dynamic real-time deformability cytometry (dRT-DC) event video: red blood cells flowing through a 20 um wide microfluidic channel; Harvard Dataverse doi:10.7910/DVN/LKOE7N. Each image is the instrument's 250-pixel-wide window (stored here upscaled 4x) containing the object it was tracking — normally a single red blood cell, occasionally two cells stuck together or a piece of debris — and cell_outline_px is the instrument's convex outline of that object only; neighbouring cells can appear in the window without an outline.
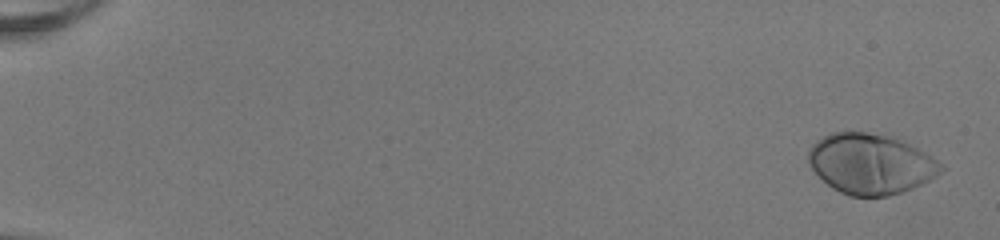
{"species": "human", "species_latin": "Homo sapiens", "temperature_condition": "room temperature", "stored_images_in_passage": 52, "camera_frame_rate_fps": 3000, "um_per_image_px": 0.085, "donor": {"sex": "female"}, "frame": {"image": 1, "passage_image": 2, "time_ms": 0.333, "image_size_px": [1000, 240], "cell_outline_px": [[944, 168], [936, 176], [912, 188], [888, 196], [848, 196], [832, 188], [808, 164], [808, 148], [816, 140], [832, 132], [864, 132], [888, 136], [900, 140], [932, 156]], "centroid_in_image_um": [73.96, 13.93], "position_along_channel_um": 11.0, "area_um2": 46.12}}
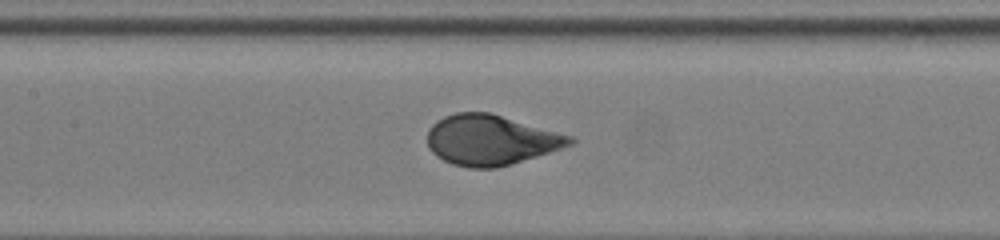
{"frame": {"image": 2, "passage_image": 27, "time_ms": 8.667, "image_size_px": [1000, 240], "cell_outline_px": [[576, 140], [572, 144], [512, 164], [496, 168], [468, 168], [452, 164], [436, 156], [428, 148], [428, 128], [436, 120], [444, 116], [456, 112], [492, 112], [572, 136]], "centroid_in_image_um": [41.68, 11.89], "position_along_channel_um": 165.7, "area_um2": 41.85}}
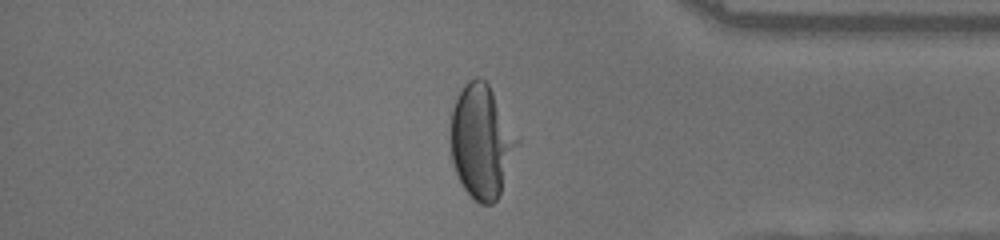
{"frame": {"image": 3, "passage_image": 45, "time_ms": 14.667, "image_size_px": [1000, 240], "cell_outline_px": [[520, 144], [500, 192], [496, 200], [492, 204], [480, 204], [464, 188], [452, 164], [452, 108], [456, 96], [464, 84], [468, 80], [476, 76], [480, 76], [488, 84], [520, 140]], "centroid_in_image_um": [40.94, 12.0], "position_along_channel_um": 394.3, "area_um2": 43.64}, "authors_computed_cell_mechanics": {"area_um2": 42.8587, "velocity_mm_per_s": 4.0357, "shape_relaxation_time_tau1_ms": 2.9051, "shape_relaxation_time_tau2_ms": null, "deformation_change_tau1": 0.2025, "deformation_change_tau2": null}}